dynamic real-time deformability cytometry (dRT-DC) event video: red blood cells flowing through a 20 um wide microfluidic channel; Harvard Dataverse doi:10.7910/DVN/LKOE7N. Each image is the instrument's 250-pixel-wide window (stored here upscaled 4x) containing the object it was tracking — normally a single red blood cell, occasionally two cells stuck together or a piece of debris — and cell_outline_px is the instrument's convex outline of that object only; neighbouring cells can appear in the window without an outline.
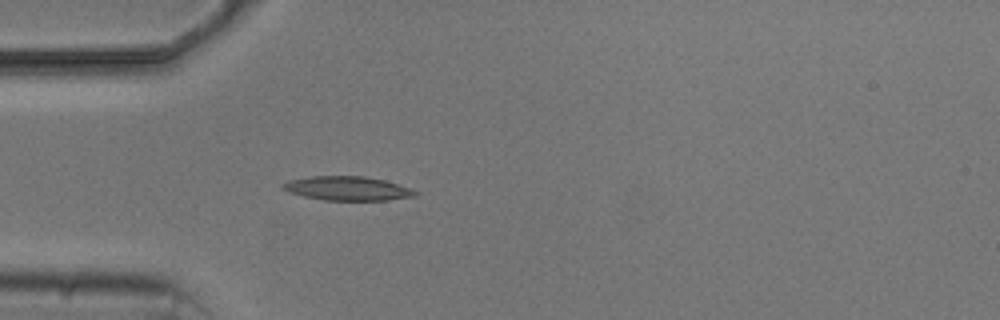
{"species": "common noctule bat (a hibernating species)", "species_latin": "Nyctalus noctula", "temperature_condition": "cold", "stored_images_in_passage": 3, "camera_frame_rate_fps": 3000, "um_per_image_px": 0.085, "animal": {"sex": "male", "body_mass_g": 20.5, "forearm_length_mm": 52.5}, "frame": {"image": 1, "passage_image": 3, "time_ms": 3.0, "image_size_px": [1000, 320], "cell_outline_px": [[416, 196], [388, 200], [324, 200], [304, 196], [280, 188], [280, 184], [288, 180], [312, 176], [364, 176], [384, 180], [408, 188], [416, 192]], "centroid_in_image_um": [29.48, 16.01], "position_along_channel_um": 55.5, "area_um2": 18.32}}